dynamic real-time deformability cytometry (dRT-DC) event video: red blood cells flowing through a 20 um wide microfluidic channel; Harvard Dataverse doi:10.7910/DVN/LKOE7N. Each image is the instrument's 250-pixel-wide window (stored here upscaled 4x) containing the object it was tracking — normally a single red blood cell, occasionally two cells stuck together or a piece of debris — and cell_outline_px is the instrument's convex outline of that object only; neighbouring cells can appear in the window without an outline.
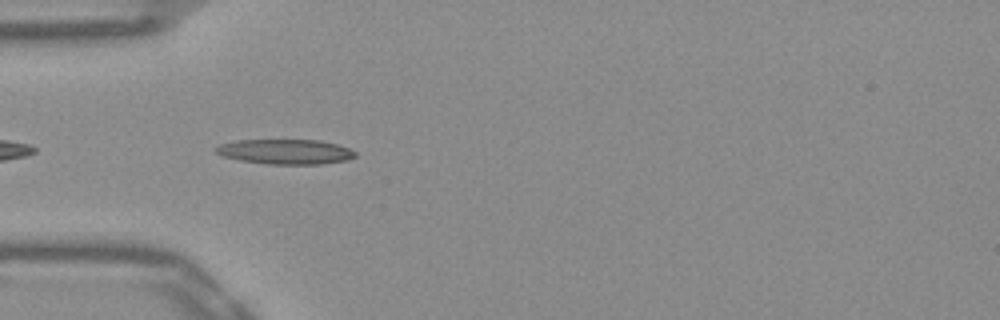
{"species": "Egyptian fruit bat (a non-hibernating species)", "species_latin": "Rousettus aegyptiacus", "temperature_condition": "warm", "stored_images_in_passage": 4, "camera_frame_rate_fps": 3000, "um_per_image_px": 0.085, "frame": {"image": 1, "passage_image": 1, "time_ms": 0.0, "image_size_px": [1000, 320], "cell_outline_px": [[356, 156], [348, 160], [320, 164], [268, 164], [240, 160], [224, 156], [216, 152], [212, 148], [220, 144], [236, 140], [320, 140], [336, 144], [348, 148], [356, 152]], "centroid_in_image_um": [24.25, 12.89], "position_along_channel_um": 60.7, "area_um2": 20.23}}
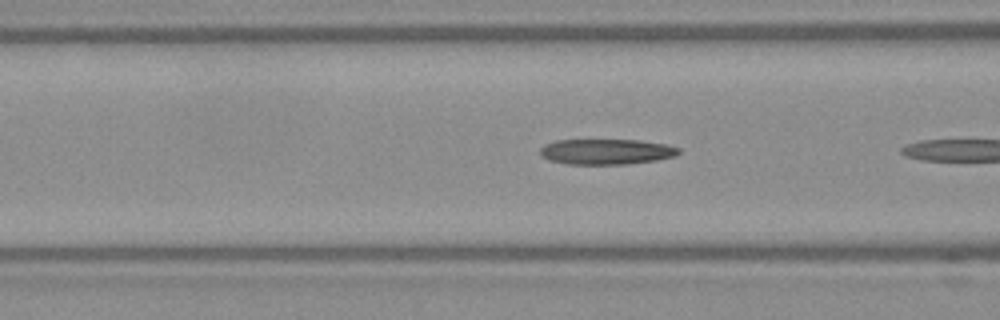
{"frame": {"image": 2, "passage_image": 3, "time_ms": 0.667, "image_size_px": [1000, 320], "cell_outline_px": [[680, 152], [676, 156], [656, 160], [628, 164], [568, 164], [548, 160], [540, 156], [540, 148], [544, 144], [556, 140], [640, 140], [668, 144], [680, 148]], "centroid_in_image_um": [51.54, 12.89], "position_along_channel_um": 115.1, "area_um2": 20.81}}